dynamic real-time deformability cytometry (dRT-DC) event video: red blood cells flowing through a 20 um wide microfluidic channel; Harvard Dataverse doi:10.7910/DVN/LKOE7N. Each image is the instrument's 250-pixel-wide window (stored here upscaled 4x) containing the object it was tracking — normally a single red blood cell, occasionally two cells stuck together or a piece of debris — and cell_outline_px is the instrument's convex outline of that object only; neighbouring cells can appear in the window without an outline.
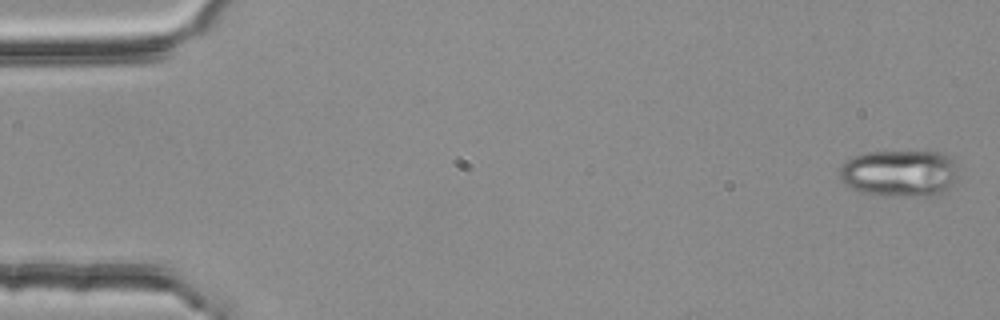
{"species": "common noctule bat (a hibernating species)", "species_latin": "Nyctalus noctula", "temperature_condition": "room temperature", "stored_images_in_passage": 4, "camera_frame_rate_fps": 3000, "um_per_image_px": 0.085, "animal": {"sex": "female", "body_mass_g": 25.1}, "frame": {"image": 1, "passage_image": 1, "time_ms": 0.0, "image_size_px": [1000, 320], "cell_outline_px": [[956, 176], [952, 184], [948, 188], [936, 196], [884, 196], [860, 192], [844, 184], [840, 180], [840, 168], [852, 156], [864, 152], [936, 152], [948, 156], [952, 160]], "centroid_in_image_um": [76.41, 14.75], "position_along_channel_um": 8.6, "area_um2": 32.25}}